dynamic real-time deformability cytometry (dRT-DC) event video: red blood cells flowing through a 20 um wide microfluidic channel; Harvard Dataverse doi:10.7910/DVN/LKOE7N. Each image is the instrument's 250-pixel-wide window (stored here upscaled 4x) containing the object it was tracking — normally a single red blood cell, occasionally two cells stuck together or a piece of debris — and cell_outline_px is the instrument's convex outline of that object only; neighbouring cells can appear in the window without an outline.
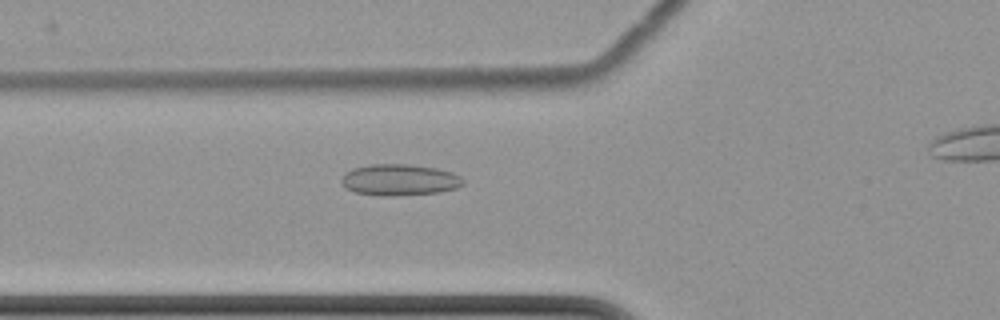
{"species": "common noctule bat (a hibernating species)", "species_latin": "Nyctalus noctula", "temperature_condition": "cold", "stored_images_in_passage": 6, "camera_frame_rate_fps": 3000, "um_per_image_px": 0.085, "animal": {"sex": "female", "body_mass_g": 22.7, "forearm_length_mm": 54.2}, "frame": {"image": 1, "passage_image": 5, "time_ms": 4.667, "image_size_px": [1000, 320], "cell_outline_px": [[464, 184], [456, 188], [440, 192], [396, 196], [380, 196], [356, 192], [344, 188], [340, 180], [352, 168], [368, 164], [408, 164], [436, 168], [452, 172], [460, 176], [464, 180]], "centroid_in_image_um": [33.96, 15.29], "position_along_channel_um": 91.8, "area_um2": 22.37}}